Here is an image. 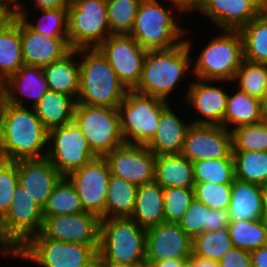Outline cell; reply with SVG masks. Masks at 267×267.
I'll use <instances>...</instances> for the list:
<instances>
[{
	"label": "cell",
	"instance_id": "obj_2",
	"mask_svg": "<svg viewBox=\"0 0 267 267\" xmlns=\"http://www.w3.org/2000/svg\"><path fill=\"white\" fill-rule=\"evenodd\" d=\"M188 30L186 29L185 40L175 47L147 50L140 82L133 89L135 92L156 97L168 103L171 101V94L177 86H180V82L192 73L194 62L191 56L194 45L191 36H188L190 35Z\"/></svg>",
	"mask_w": 267,
	"mask_h": 267
},
{
	"label": "cell",
	"instance_id": "obj_17",
	"mask_svg": "<svg viewBox=\"0 0 267 267\" xmlns=\"http://www.w3.org/2000/svg\"><path fill=\"white\" fill-rule=\"evenodd\" d=\"M111 175L137 186L154 181L156 155L145 144H127L107 153Z\"/></svg>",
	"mask_w": 267,
	"mask_h": 267
},
{
	"label": "cell",
	"instance_id": "obj_25",
	"mask_svg": "<svg viewBox=\"0 0 267 267\" xmlns=\"http://www.w3.org/2000/svg\"><path fill=\"white\" fill-rule=\"evenodd\" d=\"M42 70L49 90L72 96L77 101L80 89L79 49H71Z\"/></svg>",
	"mask_w": 267,
	"mask_h": 267
},
{
	"label": "cell",
	"instance_id": "obj_40",
	"mask_svg": "<svg viewBox=\"0 0 267 267\" xmlns=\"http://www.w3.org/2000/svg\"><path fill=\"white\" fill-rule=\"evenodd\" d=\"M192 163L195 183L232 184L235 179L233 158H211Z\"/></svg>",
	"mask_w": 267,
	"mask_h": 267
},
{
	"label": "cell",
	"instance_id": "obj_48",
	"mask_svg": "<svg viewBox=\"0 0 267 267\" xmlns=\"http://www.w3.org/2000/svg\"><path fill=\"white\" fill-rule=\"evenodd\" d=\"M231 222L228 209H209L207 212V232L218 231L221 228L228 227Z\"/></svg>",
	"mask_w": 267,
	"mask_h": 267
},
{
	"label": "cell",
	"instance_id": "obj_20",
	"mask_svg": "<svg viewBox=\"0 0 267 267\" xmlns=\"http://www.w3.org/2000/svg\"><path fill=\"white\" fill-rule=\"evenodd\" d=\"M196 11L218 30L239 31L264 11V4L260 0H201Z\"/></svg>",
	"mask_w": 267,
	"mask_h": 267
},
{
	"label": "cell",
	"instance_id": "obj_41",
	"mask_svg": "<svg viewBox=\"0 0 267 267\" xmlns=\"http://www.w3.org/2000/svg\"><path fill=\"white\" fill-rule=\"evenodd\" d=\"M142 0H106L111 35L130 34Z\"/></svg>",
	"mask_w": 267,
	"mask_h": 267
},
{
	"label": "cell",
	"instance_id": "obj_52",
	"mask_svg": "<svg viewBox=\"0 0 267 267\" xmlns=\"http://www.w3.org/2000/svg\"><path fill=\"white\" fill-rule=\"evenodd\" d=\"M177 5L184 13L189 14L195 11L201 4V0H168Z\"/></svg>",
	"mask_w": 267,
	"mask_h": 267
},
{
	"label": "cell",
	"instance_id": "obj_1",
	"mask_svg": "<svg viewBox=\"0 0 267 267\" xmlns=\"http://www.w3.org/2000/svg\"><path fill=\"white\" fill-rule=\"evenodd\" d=\"M0 148L7 161L47 156L48 130L34 108L14 106L0 97Z\"/></svg>",
	"mask_w": 267,
	"mask_h": 267
},
{
	"label": "cell",
	"instance_id": "obj_58",
	"mask_svg": "<svg viewBox=\"0 0 267 267\" xmlns=\"http://www.w3.org/2000/svg\"><path fill=\"white\" fill-rule=\"evenodd\" d=\"M261 101L262 122L267 123V91L264 93Z\"/></svg>",
	"mask_w": 267,
	"mask_h": 267
},
{
	"label": "cell",
	"instance_id": "obj_38",
	"mask_svg": "<svg viewBox=\"0 0 267 267\" xmlns=\"http://www.w3.org/2000/svg\"><path fill=\"white\" fill-rule=\"evenodd\" d=\"M235 89L248 93L261 100L267 91V64L255 63L243 59L232 81ZM236 83V84H235Z\"/></svg>",
	"mask_w": 267,
	"mask_h": 267
},
{
	"label": "cell",
	"instance_id": "obj_33",
	"mask_svg": "<svg viewBox=\"0 0 267 267\" xmlns=\"http://www.w3.org/2000/svg\"><path fill=\"white\" fill-rule=\"evenodd\" d=\"M29 5H23L17 14L33 31L55 38H68V10L67 8L40 9V16L31 21L32 13L27 9ZM30 17V18H29Z\"/></svg>",
	"mask_w": 267,
	"mask_h": 267
},
{
	"label": "cell",
	"instance_id": "obj_57",
	"mask_svg": "<svg viewBox=\"0 0 267 267\" xmlns=\"http://www.w3.org/2000/svg\"><path fill=\"white\" fill-rule=\"evenodd\" d=\"M84 267H104V258L97 253Z\"/></svg>",
	"mask_w": 267,
	"mask_h": 267
},
{
	"label": "cell",
	"instance_id": "obj_7",
	"mask_svg": "<svg viewBox=\"0 0 267 267\" xmlns=\"http://www.w3.org/2000/svg\"><path fill=\"white\" fill-rule=\"evenodd\" d=\"M168 102L128 90L118 106L120 129L127 144H146L156 133L161 110Z\"/></svg>",
	"mask_w": 267,
	"mask_h": 267
},
{
	"label": "cell",
	"instance_id": "obj_13",
	"mask_svg": "<svg viewBox=\"0 0 267 267\" xmlns=\"http://www.w3.org/2000/svg\"><path fill=\"white\" fill-rule=\"evenodd\" d=\"M97 49L118 79L128 90H133L140 82L147 50L129 34L110 35Z\"/></svg>",
	"mask_w": 267,
	"mask_h": 267
},
{
	"label": "cell",
	"instance_id": "obj_39",
	"mask_svg": "<svg viewBox=\"0 0 267 267\" xmlns=\"http://www.w3.org/2000/svg\"><path fill=\"white\" fill-rule=\"evenodd\" d=\"M233 247L228 227L203 232L192 239L193 255L215 261H219Z\"/></svg>",
	"mask_w": 267,
	"mask_h": 267
},
{
	"label": "cell",
	"instance_id": "obj_26",
	"mask_svg": "<svg viewBox=\"0 0 267 267\" xmlns=\"http://www.w3.org/2000/svg\"><path fill=\"white\" fill-rule=\"evenodd\" d=\"M130 218L146 230L164 222V188L156 181L139 185Z\"/></svg>",
	"mask_w": 267,
	"mask_h": 267
},
{
	"label": "cell",
	"instance_id": "obj_14",
	"mask_svg": "<svg viewBox=\"0 0 267 267\" xmlns=\"http://www.w3.org/2000/svg\"><path fill=\"white\" fill-rule=\"evenodd\" d=\"M110 176V167L104 157H96L66 176L81 198L85 212L95 214L100 219L105 218Z\"/></svg>",
	"mask_w": 267,
	"mask_h": 267
},
{
	"label": "cell",
	"instance_id": "obj_9",
	"mask_svg": "<svg viewBox=\"0 0 267 267\" xmlns=\"http://www.w3.org/2000/svg\"><path fill=\"white\" fill-rule=\"evenodd\" d=\"M73 122L85 135L91 150L98 156L123 145L118 108L77 103Z\"/></svg>",
	"mask_w": 267,
	"mask_h": 267
},
{
	"label": "cell",
	"instance_id": "obj_18",
	"mask_svg": "<svg viewBox=\"0 0 267 267\" xmlns=\"http://www.w3.org/2000/svg\"><path fill=\"white\" fill-rule=\"evenodd\" d=\"M232 133L221 125L192 124L180 152L191 162L233 158Z\"/></svg>",
	"mask_w": 267,
	"mask_h": 267
},
{
	"label": "cell",
	"instance_id": "obj_23",
	"mask_svg": "<svg viewBox=\"0 0 267 267\" xmlns=\"http://www.w3.org/2000/svg\"><path fill=\"white\" fill-rule=\"evenodd\" d=\"M20 38L24 64L44 67L61 59L70 50L68 38L48 37L33 31L20 18Z\"/></svg>",
	"mask_w": 267,
	"mask_h": 267
},
{
	"label": "cell",
	"instance_id": "obj_36",
	"mask_svg": "<svg viewBox=\"0 0 267 267\" xmlns=\"http://www.w3.org/2000/svg\"><path fill=\"white\" fill-rule=\"evenodd\" d=\"M229 236L236 248L253 251L267 245V222L261 220L231 221Z\"/></svg>",
	"mask_w": 267,
	"mask_h": 267
},
{
	"label": "cell",
	"instance_id": "obj_63",
	"mask_svg": "<svg viewBox=\"0 0 267 267\" xmlns=\"http://www.w3.org/2000/svg\"><path fill=\"white\" fill-rule=\"evenodd\" d=\"M4 160L2 153H1V148H0V163Z\"/></svg>",
	"mask_w": 267,
	"mask_h": 267
},
{
	"label": "cell",
	"instance_id": "obj_16",
	"mask_svg": "<svg viewBox=\"0 0 267 267\" xmlns=\"http://www.w3.org/2000/svg\"><path fill=\"white\" fill-rule=\"evenodd\" d=\"M41 233L49 239L68 243L92 245L97 251L100 245L101 219L95 214L83 212L56 216H43Z\"/></svg>",
	"mask_w": 267,
	"mask_h": 267
},
{
	"label": "cell",
	"instance_id": "obj_30",
	"mask_svg": "<svg viewBox=\"0 0 267 267\" xmlns=\"http://www.w3.org/2000/svg\"><path fill=\"white\" fill-rule=\"evenodd\" d=\"M76 104L77 101L72 96L48 90L33 108L49 131L73 122Z\"/></svg>",
	"mask_w": 267,
	"mask_h": 267
},
{
	"label": "cell",
	"instance_id": "obj_15",
	"mask_svg": "<svg viewBox=\"0 0 267 267\" xmlns=\"http://www.w3.org/2000/svg\"><path fill=\"white\" fill-rule=\"evenodd\" d=\"M221 82L224 87V84L231 85L232 83L225 80H202L196 78L188 81V90H186L185 97H183L186 101L184 104L186 106L187 103L190 110L192 109V111L199 114L196 115L197 118H192V124L223 126L229 92L226 89L223 90L222 86H218ZM215 83H217V86Z\"/></svg>",
	"mask_w": 267,
	"mask_h": 267
},
{
	"label": "cell",
	"instance_id": "obj_5",
	"mask_svg": "<svg viewBox=\"0 0 267 267\" xmlns=\"http://www.w3.org/2000/svg\"><path fill=\"white\" fill-rule=\"evenodd\" d=\"M220 34L200 48L196 60L193 56L192 78L225 80L232 82L243 61V41L239 31L219 30Z\"/></svg>",
	"mask_w": 267,
	"mask_h": 267
},
{
	"label": "cell",
	"instance_id": "obj_37",
	"mask_svg": "<svg viewBox=\"0 0 267 267\" xmlns=\"http://www.w3.org/2000/svg\"><path fill=\"white\" fill-rule=\"evenodd\" d=\"M81 198L70 181L63 177L55 186L42 209L43 216L83 213Z\"/></svg>",
	"mask_w": 267,
	"mask_h": 267
},
{
	"label": "cell",
	"instance_id": "obj_54",
	"mask_svg": "<svg viewBox=\"0 0 267 267\" xmlns=\"http://www.w3.org/2000/svg\"><path fill=\"white\" fill-rule=\"evenodd\" d=\"M190 258L166 259L155 262L152 267H183L184 262Z\"/></svg>",
	"mask_w": 267,
	"mask_h": 267
},
{
	"label": "cell",
	"instance_id": "obj_42",
	"mask_svg": "<svg viewBox=\"0 0 267 267\" xmlns=\"http://www.w3.org/2000/svg\"><path fill=\"white\" fill-rule=\"evenodd\" d=\"M233 151L267 152V123L241 126L231 131Z\"/></svg>",
	"mask_w": 267,
	"mask_h": 267
},
{
	"label": "cell",
	"instance_id": "obj_60",
	"mask_svg": "<svg viewBox=\"0 0 267 267\" xmlns=\"http://www.w3.org/2000/svg\"><path fill=\"white\" fill-rule=\"evenodd\" d=\"M104 267H128V265L113 263L104 259Z\"/></svg>",
	"mask_w": 267,
	"mask_h": 267
},
{
	"label": "cell",
	"instance_id": "obj_51",
	"mask_svg": "<svg viewBox=\"0 0 267 267\" xmlns=\"http://www.w3.org/2000/svg\"><path fill=\"white\" fill-rule=\"evenodd\" d=\"M25 1L23 0H0V8L10 17L17 16Z\"/></svg>",
	"mask_w": 267,
	"mask_h": 267
},
{
	"label": "cell",
	"instance_id": "obj_35",
	"mask_svg": "<svg viewBox=\"0 0 267 267\" xmlns=\"http://www.w3.org/2000/svg\"><path fill=\"white\" fill-rule=\"evenodd\" d=\"M235 178L260 186L267 184V152L233 151Z\"/></svg>",
	"mask_w": 267,
	"mask_h": 267
},
{
	"label": "cell",
	"instance_id": "obj_50",
	"mask_svg": "<svg viewBox=\"0 0 267 267\" xmlns=\"http://www.w3.org/2000/svg\"><path fill=\"white\" fill-rule=\"evenodd\" d=\"M252 267H267V245L250 252Z\"/></svg>",
	"mask_w": 267,
	"mask_h": 267
},
{
	"label": "cell",
	"instance_id": "obj_61",
	"mask_svg": "<svg viewBox=\"0 0 267 267\" xmlns=\"http://www.w3.org/2000/svg\"><path fill=\"white\" fill-rule=\"evenodd\" d=\"M10 18V16L0 8V26Z\"/></svg>",
	"mask_w": 267,
	"mask_h": 267
},
{
	"label": "cell",
	"instance_id": "obj_31",
	"mask_svg": "<svg viewBox=\"0 0 267 267\" xmlns=\"http://www.w3.org/2000/svg\"><path fill=\"white\" fill-rule=\"evenodd\" d=\"M229 92L223 126L232 131L241 126L259 123L262 121L261 101L251 97L248 93L236 89Z\"/></svg>",
	"mask_w": 267,
	"mask_h": 267
},
{
	"label": "cell",
	"instance_id": "obj_21",
	"mask_svg": "<svg viewBox=\"0 0 267 267\" xmlns=\"http://www.w3.org/2000/svg\"><path fill=\"white\" fill-rule=\"evenodd\" d=\"M48 90L42 67L23 64L0 85V97L11 105L33 108Z\"/></svg>",
	"mask_w": 267,
	"mask_h": 267
},
{
	"label": "cell",
	"instance_id": "obj_53",
	"mask_svg": "<svg viewBox=\"0 0 267 267\" xmlns=\"http://www.w3.org/2000/svg\"><path fill=\"white\" fill-rule=\"evenodd\" d=\"M16 251L3 239L0 227V257L15 258Z\"/></svg>",
	"mask_w": 267,
	"mask_h": 267
},
{
	"label": "cell",
	"instance_id": "obj_8",
	"mask_svg": "<svg viewBox=\"0 0 267 267\" xmlns=\"http://www.w3.org/2000/svg\"><path fill=\"white\" fill-rule=\"evenodd\" d=\"M67 10L71 49L97 48L111 35L106 0H71Z\"/></svg>",
	"mask_w": 267,
	"mask_h": 267
},
{
	"label": "cell",
	"instance_id": "obj_44",
	"mask_svg": "<svg viewBox=\"0 0 267 267\" xmlns=\"http://www.w3.org/2000/svg\"><path fill=\"white\" fill-rule=\"evenodd\" d=\"M193 199V188H164L165 222L178 223Z\"/></svg>",
	"mask_w": 267,
	"mask_h": 267
},
{
	"label": "cell",
	"instance_id": "obj_29",
	"mask_svg": "<svg viewBox=\"0 0 267 267\" xmlns=\"http://www.w3.org/2000/svg\"><path fill=\"white\" fill-rule=\"evenodd\" d=\"M231 221L262 219V186L234 179L229 205Z\"/></svg>",
	"mask_w": 267,
	"mask_h": 267
},
{
	"label": "cell",
	"instance_id": "obj_27",
	"mask_svg": "<svg viewBox=\"0 0 267 267\" xmlns=\"http://www.w3.org/2000/svg\"><path fill=\"white\" fill-rule=\"evenodd\" d=\"M23 64L20 17L13 16L0 26V85Z\"/></svg>",
	"mask_w": 267,
	"mask_h": 267
},
{
	"label": "cell",
	"instance_id": "obj_56",
	"mask_svg": "<svg viewBox=\"0 0 267 267\" xmlns=\"http://www.w3.org/2000/svg\"><path fill=\"white\" fill-rule=\"evenodd\" d=\"M262 219L267 222V184L262 186Z\"/></svg>",
	"mask_w": 267,
	"mask_h": 267
},
{
	"label": "cell",
	"instance_id": "obj_24",
	"mask_svg": "<svg viewBox=\"0 0 267 267\" xmlns=\"http://www.w3.org/2000/svg\"><path fill=\"white\" fill-rule=\"evenodd\" d=\"M169 102L162 110L155 135L145 144L155 155L180 154L191 119L182 120ZM179 115V116H178Z\"/></svg>",
	"mask_w": 267,
	"mask_h": 267
},
{
	"label": "cell",
	"instance_id": "obj_10",
	"mask_svg": "<svg viewBox=\"0 0 267 267\" xmlns=\"http://www.w3.org/2000/svg\"><path fill=\"white\" fill-rule=\"evenodd\" d=\"M97 253L92 245L53 240L40 232L16 251L15 258L40 267H84Z\"/></svg>",
	"mask_w": 267,
	"mask_h": 267
},
{
	"label": "cell",
	"instance_id": "obj_28",
	"mask_svg": "<svg viewBox=\"0 0 267 267\" xmlns=\"http://www.w3.org/2000/svg\"><path fill=\"white\" fill-rule=\"evenodd\" d=\"M154 181L163 188H193V163L182 154L156 155Z\"/></svg>",
	"mask_w": 267,
	"mask_h": 267
},
{
	"label": "cell",
	"instance_id": "obj_55",
	"mask_svg": "<svg viewBox=\"0 0 267 267\" xmlns=\"http://www.w3.org/2000/svg\"><path fill=\"white\" fill-rule=\"evenodd\" d=\"M190 259L195 263L196 267H220L218 261L195 256L193 254L191 255Z\"/></svg>",
	"mask_w": 267,
	"mask_h": 267
},
{
	"label": "cell",
	"instance_id": "obj_43",
	"mask_svg": "<svg viewBox=\"0 0 267 267\" xmlns=\"http://www.w3.org/2000/svg\"><path fill=\"white\" fill-rule=\"evenodd\" d=\"M231 189L232 184L195 183L194 198L203 202L209 209H228L231 202Z\"/></svg>",
	"mask_w": 267,
	"mask_h": 267
},
{
	"label": "cell",
	"instance_id": "obj_47",
	"mask_svg": "<svg viewBox=\"0 0 267 267\" xmlns=\"http://www.w3.org/2000/svg\"><path fill=\"white\" fill-rule=\"evenodd\" d=\"M220 267H252L250 252L233 247L218 261Z\"/></svg>",
	"mask_w": 267,
	"mask_h": 267
},
{
	"label": "cell",
	"instance_id": "obj_4",
	"mask_svg": "<svg viewBox=\"0 0 267 267\" xmlns=\"http://www.w3.org/2000/svg\"><path fill=\"white\" fill-rule=\"evenodd\" d=\"M81 55V56H80ZM80 89L77 103L118 108L128 91L97 48H80Z\"/></svg>",
	"mask_w": 267,
	"mask_h": 267
},
{
	"label": "cell",
	"instance_id": "obj_32",
	"mask_svg": "<svg viewBox=\"0 0 267 267\" xmlns=\"http://www.w3.org/2000/svg\"><path fill=\"white\" fill-rule=\"evenodd\" d=\"M138 186L111 175L105 204V218H130L133 213Z\"/></svg>",
	"mask_w": 267,
	"mask_h": 267
},
{
	"label": "cell",
	"instance_id": "obj_46",
	"mask_svg": "<svg viewBox=\"0 0 267 267\" xmlns=\"http://www.w3.org/2000/svg\"><path fill=\"white\" fill-rule=\"evenodd\" d=\"M209 208L201 201L193 199L184 216L178 222L184 232L193 239L207 232V212Z\"/></svg>",
	"mask_w": 267,
	"mask_h": 267
},
{
	"label": "cell",
	"instance_id": "obj_6",
	"mask_svg": "<svg viewBox=\"0 0 267 267\" xmlns=\"http://www.w3.org/2000/svg\"><path fill=\"white\" fill-rule=\"evenodd\" d=\"M98 253L107 261L131 265L145 260L146 229L131 218H104Z\"/></svg>",
	"mask_w": 267,
	"mask_h": 267
},
{
	"label": "cell",
	"instance_id": "obj_34",
	"mask_svg": "<svg viewBox=\"0 0 267 267\" xmlns=\"http://www.w3.org/2000/svg\"><path fill=\"white\" fill-rule=\"evenodd\" d=\"M239 32L243 41V58L267 64V14L263 11Z\"/></svg>",
	"mask_w": 267,
	"mask_h": 267
},
{
	"label": "cell",
	"instance_id": "obj_59",
	"mask_svg": "<svg viewBox=\"0 0 267 267\" xmlns=\"http://www.w3.org/2000/svg\"><path fill=\"white\" fill-rule=\"evenodd\" d=\"M128 267H152V265L145 259L138 263L128 265Z\"/></svg>",
	"mask_w": 267,
	"mask_h": 267
},
{
	"label": "cell",
	"instance_id": "obj_65",
	"mask_svg": "<svg viewBox=\"0 0 267 267\" xmlns=\"http://www.w3.org/2000/svg\"><path fill=\"white\" fill-rule=\"evenodd\" d=\"M263 4L267 3V0H260Z\"/></svg>",
	"mask_w": 267,
	"mask_h": 267
},
{
	"label": "cell",
	"instance_id": "obj_49",
	"mask_svg": "<svg viewBox=\"0 0 267 267\" xmlns=\"http://www.w3.org/2000/svg\"><path fill=\"white\" fill-rule=\"evenodd\" d=\"M31 10L68 8L71 0H31Z\"/></svg>",
	"mask_w": 267,
	"mask_h": 267
},
{
	"label": "cell",
	"instance_id": "obj_22",
	"mask_svg": "<svg viewBox=\"0 0 267 267\" xmlns=\"http://www.w3.org/2000/svg\"><path fill=\"white\" fill-rule=\"evenodd\" d=\"M17 167L19 184L43 209L55 186L63 176L46 157L17 160Z\"/></svg>",
	"mask_w": 267,
	"mask_h": 267
},
{
	"label": "cell",
	"instance_id": "obj_11",
	"mask_svg": "<svg viewBox=\"0 0 267 267\" xmlns=\"http://www.w3.org/2000/svg\"><path fill=\"white\" fill-rule=\"evenodd\" d=\"M42 208L18 184L7 213L0 219L3 239L15 250H19L32 236L39 234L43 227Z\"/></svg>",
	"mask_w": 267,
	"mask_h": 267
},
{
	"label": "cell",
	"instance_id": "obj_62",
	"mask_svg": "<svg viewBox=\"0 0 267 267\" xmlns=\"http://www.w3.org/2000/svg\"><path fill=\"white\" fill-rule=\"evenodd\" d=\"M183 267H196V266H195V263L191 259H187L184 262Z\"/></svg>",
	"mask_w": 267,
	"mask_h": 267
},
{
	"label": "cell",
	"instance_id": "obj_45",
	"mask_svg": "<svg viewBox=\"0 0 267 267\" xmlns=\"http://www.w3.org/2000/svg\"><path fill=\"white\" fill-rule=\"evenodd\" d=\"M19 184L17 161L0 163V219L7 213Z\"/></svg>",
	"mask_w": 267,
	"mask_h": 267
},
{
	"label": "cell",
	"instance_id": "obj_64",
	"mask_svg": "<svg viewBox=\"0 0 267 267\" xmlns=\"http://www.w3.org/2000/svg\"><path fill=\"white\" fill-rule=\"evenodd\" d=\"M264 12L267 14V3L264 4Z\"/></svg>",
	"mask_w": 267,
	"mask_h": 267
},
{
	"label": "cell",
	"instance_id": "obj_12",
	"mask_svg": "<svg viewBox=\"0 0 267 267\" xmlns=\"http://www.w3.org/2000/svg\"><path fill=\"white\" fill-rule=\"evenodd\" d=\"M98 157L90 148L80 128L71 122L48 131V152L46 158L66 177Z\"/></svg>",
	"mask_w": 267,
	"mask_h": 267
},
{
	"label": "cell",
	"instance_id": "obj_19",
	"mask_svg": "<svg viewBox=\"0 0 267 267\" xmlns=\"http://www.w3.org/2000/svg\"><path fill=\"white\" fill-rule=\"evenodd\" d=\"M192 239L178 223L161 222L146 230V257L153 265L166 259L190 258Z\"/></svg>",
	"mask_w": 267,
	"mask_h": 267
},
{
	"label": "cell",
	"instance_id": "obj_3",
	"mask_svg": "<svg viewBox=\"0 0 267 267\" xmlns=\"http://www.w3.org/2000/svg\"><path fill=\"white\" fill-rule=\"evenodd\" d=\"M163 1L168 6L160 0H142L139 5L129 35L146 50L169 49L185 40L186 29L179 21L186 15L177 5L168 0Z\"/></svg>",
	"mask_w": 267,
	"mask_h": 267
}]
</instances>
